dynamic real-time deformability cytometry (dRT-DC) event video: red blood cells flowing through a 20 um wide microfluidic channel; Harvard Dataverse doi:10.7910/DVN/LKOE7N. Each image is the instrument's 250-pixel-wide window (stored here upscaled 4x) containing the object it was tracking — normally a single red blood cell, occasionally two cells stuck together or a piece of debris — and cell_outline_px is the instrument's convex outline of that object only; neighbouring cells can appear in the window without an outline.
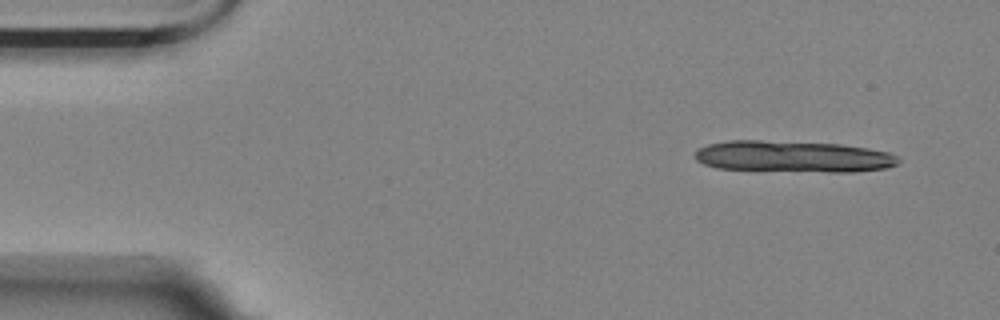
{"species": "Egyptian fruit bat (a non-hibernating species)", "species_latin": "Rousettus aegyptiacus", "temperature_condition": "room temperature", "stored_images_in_passage": 3, "camera_frame_rate_fps": 3000, "um_per_image_px": 0.085, "animal": {"sex": "female"}, "frame": {"image": 1, "passage_image": 3, "time_ms": 0.667, "image_size_px": [1000, 320], "cell_outline_px": [[900, 164], [888, 168], [856, 172], [828, 172], [716, 168], [704, 164], [696, 160], [696, 152], [700, 148], [708, 144], [728, 140], [760, 140], [840, 144], [868, 148], [888, 152], [900, 156]], "centroid_in_image_um": [67.5, 13.31], "position_along_channel_um": 17.5, "area_um2": 37.51}}